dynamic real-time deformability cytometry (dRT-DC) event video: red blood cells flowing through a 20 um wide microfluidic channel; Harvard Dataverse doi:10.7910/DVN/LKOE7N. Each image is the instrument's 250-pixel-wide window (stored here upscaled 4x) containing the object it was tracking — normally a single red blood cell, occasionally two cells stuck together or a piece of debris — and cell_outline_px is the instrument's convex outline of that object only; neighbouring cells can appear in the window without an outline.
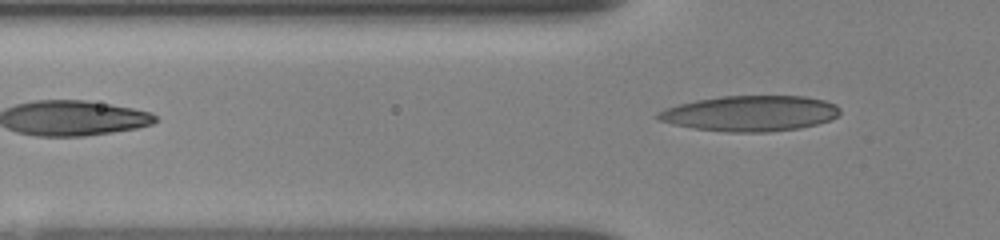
{"species": "human", "species_latin": "Homo sapiens", "temperature_condition": "room temperature", "stored_images_in_passage": 6, "segment_of_instrument_passage": [2, 2], "camera_frame_rate_fps": 3000, "um_per_image_px": 0.085, "donor": {"sex": "female"}, "frame": {"image": 1, "passage_image": 6, "time_ms": 2.667, "image_size_px": [1000, 240], "cell_outline_px": [[840, 112], [836, 116], [828, 120], [816, 124], [800, 128], [768, 132], [728, 132], [696, 128], [672, 124], [660, 120], [652, 116], [656, 112], [664, 108], [696, 100], [720, 96], [804, 96], [824, 100], [836, 104], [840, 108]], "centroid_in_image_um": [63.74, 9.63], "position_along_channel_um": 62.1, "area_um2": 37.74}}